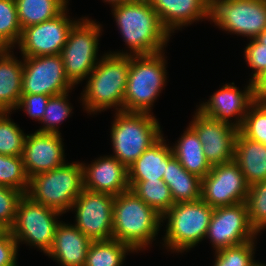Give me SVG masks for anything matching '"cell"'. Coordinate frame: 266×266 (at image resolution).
<instances>
[{
  "label": "cell",
  "instance_id": "6da1fadb",
  "mask_svg": "<svg viewBox=\"0 0 266 266\" xmlns=\"http://www.w3.org/2000/svg\"><path fill=\"white\" fill-rule=\"evenodd\" d=\"M127 52H111L115 55H151L163 52L170 33L163 27L159 16L148 0H131L112 8Z\"/></svg>",
  "mask_w": 266,
  "mask_h": 266
},
{
  "label": "cell",
  "instance_id": "7a4b0ae2",
  "mask_svg": "<svg viewBox=\"0 0 266 266\" xmlns=\"http://www.w3.org/2000/svg\"><path fill=\"white\" fill-rule=\"evenodd\" d=\"M130 68L129 55L104 54L81 93V101L87 113H97L111 107L124 111V95Z\"/></svg>",
  "mask_w": 266,
  "mask_h": 266
},
{
  "label": "cell",
  "instance_id": "3957f363",
  "mask_svg": "<svg viewBox=\"0 0 266 266\" xmlns=\"http://www.w3.org/2000/svg\"><path fill=\"white\" fill-rule=\"evenodd\" d=\"M112 239L128 244L135 252L155 240L162 216L130 189L114 197Z\"/></svg>",
  "mask_w": 266,
  "mask_h": 266
},
{
  "label": "cell",
  "instance_id": "277c9868",
  "mask_svg": "<svg viewBox=\"0 0 266 266\" xmlns=\"http://www.w3.org/2000/svg\"><path fill=\"white\" fill-rule=\"evenodd\" d=\"M115 114L110 136L115 154L112 156L128 169L163 134L153 113L118 111Z\"/></svg>",
  "mask_w": 266,
  "mask_h": 266
},
{
  "label": "cell",
  "instance_id": "5b68a950",
  "mask_svg": "<svg viewBox=\"0 0 266 266\" xmlns=\"http://www.w3.org/2000/svg\"><path fill=\"white\" fill-rule=\"evenodd\" d=\"M164 52L130 56V68L124 95V111L151 114V107L167 80Z\"/></svg>",
  "mask_w": 266,
  "mask_h": 266
},
{
  "label": "cell",
  "instance_id": "8992f818",
  "mask_svg": "<svg viewBox=\"0 0 266 266\" xmlns=\"http://www.w3.org/2000/svg\"><path fill=\"white\" fill-rule=\"evenodd\" d=\"M83 189L82 163L77 161L31 177L26 195L63 214Z\"/></svg>",
  "mask_w": 266,
  "mask_h": 266
},
{
  "label": "cell",
  "instance_id": "52a82bcc",
  "mask_svg": "<svg viewBox=\"0 0 266 266\" xmlns=\"http://www.w3.org/2000/svg\"><path fill=\"white\" fill-rule=\"evenodd\" d=\"M213 211L202 199L174 204L162 216L168 219L164 247L177 253L195 247L204 240Z\"/></svg>",
  "mask_w": 266,
  "mask_h": 266
},
{
  "label": "cell",
  "instance_id": "ba28073f",
  "mask_svg": "<svg viewBox=\"0 0 266 266\" xmlns=\"http://www.w3.org/2000/svg\"><path fill=\"white\" fill-rule=\"evenodd\" d=\"M97 23L86 17L78 19L62 48L60 55L64 71L73 86L86 79L98 63V41L102 28Z\"/></svg>",
  "mask_w": 266,
  "mask_h": 266
},
{
  "label": "cell",
  "instance_id": "9c48e42d",
  "mask_svg": "<svg viewBox=\"0 0 266 266\" xmlns=\"http://www.w3.org/2000/svg\"><path fill=\"white\" fill-rule=\"evenodd\" d=\"M62 213L33 201L23 194L17 206L14 225L10 229L12 236L20 242L34 246L47 254L52 247L58 224L57 217Z\"/></svg>",
  "mask_w": 266,
  "mask_h": 266
},
{
  "label": "cell",
  "instance_id": "30bf717a",
  "mask_svg": "<svg viewBox=\"0 0 266 266\" xmlns=\"http://www.w3.org/2000/svg\"><path fill=\"white\" fill-rule=\"evenodd\" d=\"M230 33L255 39L266 29V0H210V19Z\"/></svg>",
  "mask_w": 266,
  "mask_h": 266
},
{
  "label": "cell",
  "instance_id": "8fae6325",
  "mask_svg": "<svg viewBox=\"0 0 266 266\" xmlns=\"http://www.w3.org/2000/svg\"><path fill=\"white\" fill-rule=\"evenodd\" d=\"M114 197L83 189L71 207L76 212L74 226L92 241L112 239Z\"/></svg>",
  "mask_w": 266,
  "mask_h": 266
},
{
  "label": "cell",
  "instance_id": "7c38bea8",
  "mask_svg": "<svg viewBox=\"0 0 266 266\" xmlns=\"http://www.w3.org/2000/svg\"><path fill=\"white\" fill-rule=\"evenodd\" d=\"M249 185L233 160L211 167L201 179V199L210 207L230 206L246 201Z\"/></svg>",
  "mask_w": 266,
  "mask_h": 266
},
{
  "label": "cell",
  "instance_id": "4fadbf2b",
  "mask_svg": "<svg viewBox=\"0 0 266 266\" xmlns=\"http://www.w3.org/2000/svg\"><path fill=\"white\" fill-rule=\"evenodd\" d=\"M245 202L214 208L205 238L215 251L234 247L256 239Z\"/></svg>",
  "mask_w": 266,
  "mask_h": 266
},
{
  "label": "cell",
  "instance_id": "5bb4252c",
  "mask_svg": "<svg viewBox=\"0 0 266 266\" xmlns=\"http://www.w3.org/2000/svg\"><path fill=\"white\" fill-rule=\"evenodd\" d=\"M22 58V94L54 96L73 88L66 77L60 54Z\"/></svg>",
  "mask_w": 266,
  "mask_h": 266
},
{
  "label": "cell",
  "instance_id": "9a60e30c",
  "mask_svg": "<svg viewBox=\"0 0 266 266\" xmlns=\"http://www.w3.org/2000/svg\"><path fill=\"white\" fill-rule=\"evenodd\" d=\"M65 9L55 18L22 30L18 47L23 57L61 54L70 29L78 20H70Z\"/></svg>",
  "mask_w": 266,
  "mask_h": 266
},
{
  "label": "cell",
  "instance_id": "2e32d148",
  "mask_svg": "<svg viewBox=\"0 0 266 266\" xmlns=\"http://www.w3.org/2000/svg\"><path fill=\"white\" fill-rule=\"evenodd\" d=\"M196 111L189 125L198 135L207 161L211 166L233 161L239 129Z\"/></svg>",
  "mask_w": 266,
  "mask_h": 266
},
{
  "label": "cell",
  "instance_id": "e0dca14e",
  "mask_svg": "<svg viewBox=\"0 0 266 266\" xmlns=\"http://www.w3.org/2000/svg\"><path fill=\"white\" fill-rule=\"evenodd\" d=\"M244 89L239 90L234 82L227 83L210 96L208 102L201 103L197 110L207 117L240 129L248 108L257 99V91L252 81L249 80ZM233 116L236 118L234 122L230 120Z\"/></svg>",
  "mask_w": 266,
  "mask_h": 266
},
{
  "label": "cell",
  "instance_id": "ac0fdd59",
  "mask_svg": "<svg viewBox=\"0 0 266 266\" xmlns=\"http://www.w3.org/2000/svg\"><path fill=\"white\" fill-rule=\"evenodd\" d=\"M61 137L59 133L39 131L26 135L22 157L24 169L29 179L66 163Z\"/></svg>",
  "mask_w": 266,
  "mask_h": 266
},
{
  "label": "cell",
  "instance_id": "d6986e66",
  "mask_svg": "<svg viewBox=\"0 0 266 266\" xmlns=\"http://www.w3.org/2000/svg\"><path fill=\"white\" fill-rule=\"evenodd\" d=\"M82 168L86 190L116 196L130 189L128 169L112 155L100 156L88 166L82 163Z\"/></svg>",
  "mask_w": 266,
  "mask_h": 266
},
{
  "label": "cell",
  "instance_id": "ffe728a7",
  "mask_svg": "<svg viewBox=\"0 0 266 266\" xmlns=\"http://www.w3.org/2000/svg\"><path fill=\"white\" fill-rule=\"evenodd\" d=\"M170 33L194 21L210 19V0H148Z\"/></svg>",
  "mask_w": 266,
  "mask_h": 266
},
{
  "label": "cell",
  "instance_id": "44dd1931",
  "mask_svg": "<svg viewBox=\"0 0 266 266\" xmlns=\"http://www.w3.org/2000/svg\"><path fill=\"white\" fill-rule=\"evenodd\" d=\"M62 222L56 228L52 247L46 255L61 266H84L92 240L74 225Z\"/></svg>",
  "mask_w": 266,
  "mask_h": 266
},
{
  "label": "cell",
  "instance_id": "7402d4cb",
  "mask_svg": "<svg viewBox=\"0 0 266 266\" xmlns=\"http://www.w3.org/2000/svg\"><path fill=\"white\" fill-rule=\"evenodd\" d=\"M11 50L0 53V112L9 113L18 106L23 78V61L17 60Z\"/></svg>",
  "mask_w": 266,
  "mask_h": 266
},
{
  "label": "cell",
  "instance_id": "603a6c76",
  "mask_svg": "<svg viewBox=\"0 0 266 266\" xmlns=\"http://www.w3.org/2000/svg\"><path fill=\"white\" fill-rule=\"evenodd\" d=\"M234 161L249 186L266 180V146L246 138L240 131L236 138Z\"/></svg>",
  "mask_w": 266,
  "mask_h": 266
},
{
  "label": "cell",
  "instance_id": "cb8c5ba5",
  "mask_svg": "<svg viewBox=\"0 0 266 266\" xmlns=\"http://www.w3.org/2000/svg\"><path fill=\"white\" fill-rule=\"evenodd\" d=\"M172 147L166 144L162 136L128 168V180L157 181V179H163L166 166L174 157Z\"/></svg>",
  "mask_w": 266,
  "mask_h": 266
},
{
  "label": "cell",
  "instance_id": "d4e9b609",
  "mask_svg": "<svg viewBox=\"0 0 266 266\" xmlns=\"http://www.w3.org/2000/svg\"><path fill=\"white\" fill-rule=\"evenodd\" d=\"M163 181L170 188L174 204L201 199V178L188 172L175 156L166 166Z\"/></svg>",
  "mask_w": 266,
  "mask_h": 266
},
{
  "label": "cell",
  "instance_id": "484cf974",
  "mask_svg": "<svg viewBox=\"0 0 266 266\" xmlns=\"http://www.w3.org/2000/svg\"><path fill=\"white\" fill-rule=\"evenodd\" d=\"M195 130L189 125L172 148V152L179 163L190 173L201 179L211 171V164L207 161Z\"/></svg>",
  "mask_w": 266,
  "mask_h": 266
},
{
  "label": "cell",
  "instance_id": "4316f807",
  "mask_svg": "<svg viewBox=\"0 0 266 266\" xmlns=\"http://www.w3.org/2000/svg\"><path fill=\"white\" fill-rule=\"evenodd\" d=\"M18 21L22 30L28 26L51 20L67 7L68 0H15Z\"/></svg>",
  "mask_w": 266,
  "mask_h": 266
},
{
  "label": "cell",
  "instance_id": "83f0119b",
  "mask_svg": "<svg viewBox=\"0 0 266 266\" xmlns=\"http://www.w3.org/2000/svg\"><path fill=\"white\" fill-rule=\"evenodd\" d=\"M128 183L130 190L161 216L174 205L170 188L163 179L128 180Z\"/></svg>",
  "mask_w": 266,
  "mask_h": 266
},
{
  "label": "cell",
  "instance_id": "f1b7e54d",
  "mask_svg": "<svg viewBox=\"0 0 266 266\" xmlns=\"http://www.w3.org/2000/svg\"><path fill=\"white\" fill-rule=\"evenodd\" d=\"M130 251L135 252L128 244L115 239L92 241L84 266H122Z\"/></svg>",
  "mask_w": 266,
  "mask_h": 266
},
{
  "label": "cell",
  "instance_id": "f546056e",
  "mask_svg": "<svg viewBox=\"0 0 266 266\" xmlns=\"http://www.w3.org/2000/svg\"><path fill=\"white\" fill-rule=\"evenodd\" d=\"M244 55L248 66L254 69L249 80L258 91L266 83V29L255 39H250L244 50Z\"/></svg>",
  "mask_w": 266,
  "mask_h": 266
},
{
  "label": "cell",
  "instance_id": "4dcf8cb0",
  "mask_svg": "<svg viewBox=\"0 0 266 266\" xmlns=\"http://www.w3.org/2000/svg\"><path fill=\"white\" fill-rule=\"evenodd\" d=\"M21 35L16 1L0 0V43L6 49H13L19 43Z\"/></svg>",
  "mask_w": 266,
  "mask_h": 266
},
{
  "label": "cell",
  "instance_id": "1f68e13d",
  "mask_svg": "<svg viewBox=\"0 0 266 266\" xmlns=\"http://www.w3.org/2000/svg\"><path fill=\"white\" fill-rule=\"evenodd\" d=\"M0 185L26 194L29 178L24 169L23 157L0 154Z\"/></svg>",
  "mask_w": 266,
  "mask_h": 266
},
{
  "label": "cell",
  "instance_id": "d6a6232c",
  "mask_svg": "<svg viewBox=\"0 0 266 266\" xmlns=\"http://www.w3.org/2000/svg\"><path fill=\"white\" fill-rule=\"evenodd\" d=\"M69 91L50 96L41 123L43 126L36 131L48 133H60L59 126L63 120H66L72 112V107L69 104L68 93Z\"/></svg>",
  "mask_w": 266,
  "mask_h": 266
},
{
  "label": "cell",
  "instance_id": "836d02e7",
  "mask_svg": "<svg viewBox=\"0 0 266 266\" xmlns=\"http://www.w3.org/2000/svg\"><path fill=\"white\" fill-rule=\"evenodd\" d=\"M9 112H0V154L21 156L26 135L11 121Z\"/></svg>",
  "mask_w": 266,
  "mask_h": 266
},
{
  "label": "cell",
  "instance_id": "e575fe53",
  "mask_svg": "<svg viewBox=\"0 0 266 266\" xmlns=\"http://www.w3.org/2000/svg\"><path fill=\"white\" fill-rule=\"evenodd\" d=\"M239 131L246 138L266 146V102L257 98L250 105Z\"/></svg>",
  "mask_w": 266,
  "mask_h": 266
},
{
  "label": "cell",
  "instance_id": "d590c367",
  "mask_svg": "<svg viewBox=\"0 0 266 266\" xmlns=\"http://www.w3.org/2000/svg\"><path fill=\"white\" fill-rule=\"evenodd\" d=\"M245 203L249 221L258 234L266 228V180L249 186Z\"/></svg>",
  "mask_w": 266,
  "mask_h": 266
},
{
  "label": "cell",
  "instance_id": "8d00e7d4",
  "mask_svg": "<svg viewBox=\"0 0 266 266\" xmlns=\"http://www.w3.org/2000/svg\"><path fill=\"white\" fill-rule=\"evenodd\" d=\"M255 240L215 251L213 266H251L254 260Z\"/></svg>",
  "mask_w": 266,
  "mask_h": 266
},
{
  "label": "cell",
  "instance_id": "74e56055",
  "mask_svg": "<svg viewBox=\"0 0 266 266\" xmlns=\"http://www.w3.org/2000/svg\"><path fill=\"white\" fill-rule=\"evenodd\" d=\"M23 192L0 185V227L10 230L14 225L17 206Z\"/></svg>",
  "mask_w": 266,
  "mask_h": 266
},
{
  "label": "cell",
  "instance_id": "f35d334b",
  "mask_svg": "<svg viewBox=\"0 0 266 266\" xmlns=\"http://www.w3.org/2000/svg\"><path fill=\"white\" fill-rule=\"evenodd\" d=\"M50 96L44 94H22L16 109H22L29 117L41 121Z\"/></svg>",
  "mask_w": 266,
  "mask_h": 266
},
{
  "label": "cell",
  "instance_id": "ab89813d",
  "mask_svg": "<svg viewBox=\"0 0 266 266\" xmlns=\"http://www.w3.org/2000/svg\"><path fill=\"white\" fill-rule=\"evenodd\" d=\"M18 244L10 230L0 233V266H18L17 254Z\"/></svg>",
  "mask_w": 266,
  "mask_h": 266
},
{
  "label": "cell",
  "instance_id": "60d3db41",
  "mask_svg": "<svg viewBox=\"0 0 266 266\" xmlns=\"http://www.w3.org/2000/svg\"><path fill=\"white\" fill-rule=\"evenodd\" d=\"M257 98L266 102V83L257 91Z\"/></svg>",
  "mask_w": 266,
  "mask_h": 266
},
{
  "label": "cell",
  "instance_id": "b9f144b4",
  "mask_svg": "<svg viewBox=\"0 0 266 266\" xmlns=\"http://www.w3.org/2000/svg\"><path fill=\"white\" fill-rule=\"evenodd\" d=\"M105 2H108L109 4H111L112 7L120 5L122 3L131 1V0H104Z\"/></svg>",
  "mask_w": 266,
  "mask_h": 266
},
{
  "label": "cell",
  "instance_id": "7bdbcfd3",
  "mask_svg": "<svg viewBox=\"0 0 266 266\" xmlns=\"http://www.w3.org/2000/svg\"><path fill=\"white\" fill-rule=\"evenodd\" d=\"M251 266H266V264H262L261 262L259 263L258 260H257V262L254 261V262L251 264Z\"/></svg>",
  "mask_w": 266,
  "mask_h": 266
},
{
  "label": "cell",
  "instance_id": "ee69618b",
  "mask_svg": "<svg viewBox=\"0 0 266 266\" xmlns=\"http://www.w3.org/2000/svg\"><path fill=\"white\" fill-rule=\"evenodd\" d=\"M6 48L0 43V53H2Z\"/></svg>",
  "mask_w": 266,
  "mask_h": 266
}]
</instances>
